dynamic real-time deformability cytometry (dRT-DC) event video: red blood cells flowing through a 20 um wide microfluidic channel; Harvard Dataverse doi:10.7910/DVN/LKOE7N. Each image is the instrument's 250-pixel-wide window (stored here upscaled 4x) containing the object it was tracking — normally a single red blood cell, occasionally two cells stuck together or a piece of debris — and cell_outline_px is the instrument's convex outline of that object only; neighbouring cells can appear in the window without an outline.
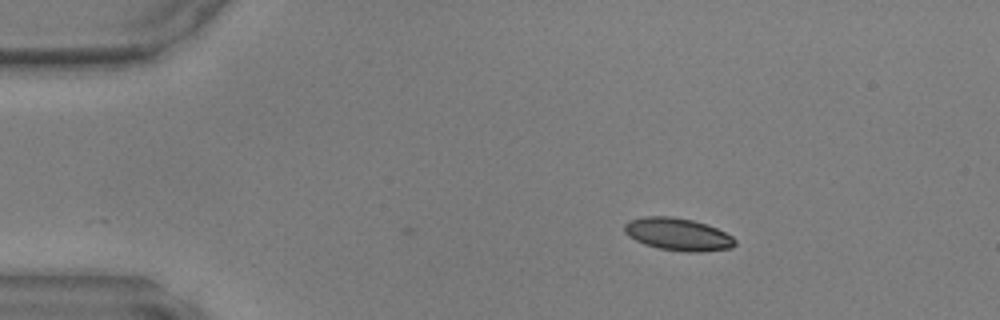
{"species": "common noctule bat (a hibernating species)", "species_latin": "Nyctalus noctula", "temperature_condition": "warm", "stored_images_in_passage": 35, "camera_frame_rate_fps": 3000, "um_per_image_px": 0.085, "animal": {"sex": "male", "body_mass_g": 17.9, "forearm_length_mm": 54.2}, "frame": {"image": 1, "passage_image": 1, "time_ms": 0.0, "image_size_px": [1000, 320], "cell_outline_px": [[736, 244], [732, 248], [700, 252], [684, 252], [660, 248], [644, 244], [628, 236], [624, 232], [624, 224], [628, 220], [644, 216], [672, 216], [692, 220], [716, 228], [732, 236], [736, 240]], "centroid_in_image_um": [57.6, 19.91], "position_along_channel_um": 27.4, "area_um2": 20.98}}
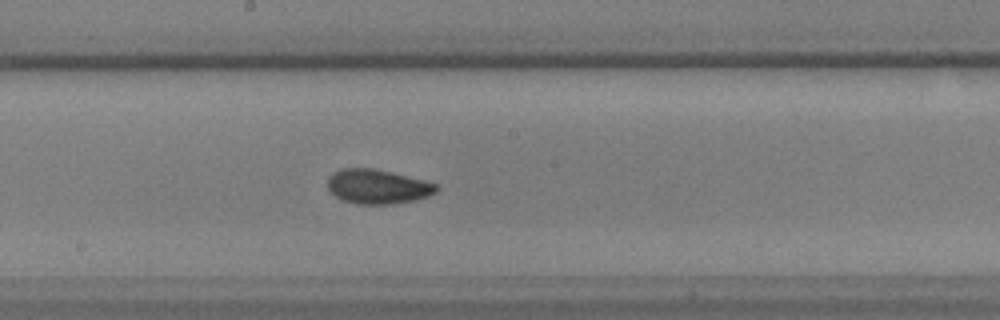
{"frame": {"image": 2, "passage_image": 19, "time_ms": 6.0, "image_size_px": [1000, 320], "cell_outline_px": [[440, 188], [436, 192], [428, 196], [416, 200], [392, 204], [356, 204], [344, 200], [336, 196], [328, 188], [328, 176], [332, 172], [344, 168], [372, 168], [424, 180], [436, 184]], "centroid_in_image_um": [32.1, 15.86], "position_along_channel_um": 216.1, "area_um2": 21.73}}
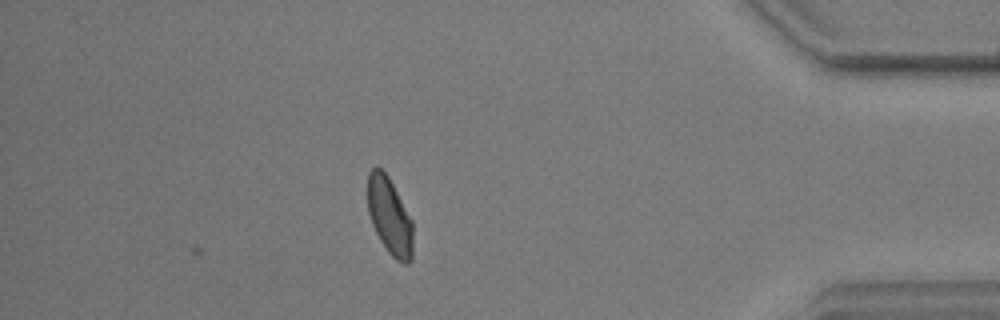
{"frame": {"image": 3, "passage_image": 35, "time_ms": 11.333, "image_size_px": [1000, 320], "cell_outline_px": [[412, 260], [408, 264], [404, 264], [396, 260], [388, 252], [380, 240], [372, 224], [368, 212], [368, 172], [376, 164], [388, 176], [412, 220]], "centroid_in_image_um": [33.11, 18.38], "position_along_channel_um": 402.1, "area_um2": 20.29}}